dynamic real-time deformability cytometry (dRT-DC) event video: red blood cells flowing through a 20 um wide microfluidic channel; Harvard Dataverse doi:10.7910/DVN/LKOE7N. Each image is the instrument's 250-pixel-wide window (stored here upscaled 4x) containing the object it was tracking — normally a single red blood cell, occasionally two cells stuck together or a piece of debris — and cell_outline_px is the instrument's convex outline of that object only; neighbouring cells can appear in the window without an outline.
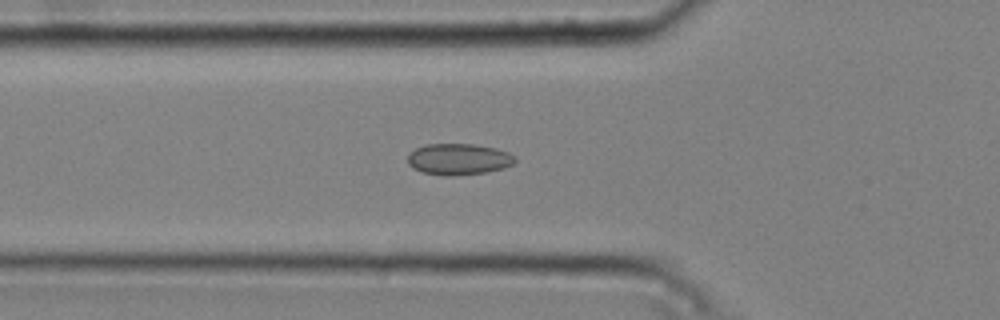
{"species": "common noctule bat (a hibernating species)", "species_latin": "Nyctalus noctula", "temperature_condition": "cold", "stored_images_in_passage": 51, "camera_frame_rate_fps": 3000, "um_per_image_px": 0.085, "animal": {"sex": "male", "body_mass_g": 20.4}, "frame": {"image": 1, "passage_image": 18, "time_ms": 5.667, "image_size_px": [1000, 320], "cell_outline_px": [[516, 160], [512, 164], [504, 168], [484, 172], [452, 176], [444, 176], [424, 172], [412, 168], [408, 164], [408, 156], [416, 148], [428, 144], [472, 144], [496, 148], [508, 152], [516, 156]], "centroid_in_image_um": [39.0, 13.53], "position_along_channel_um": 86.8, "area_um2": 19.48}}
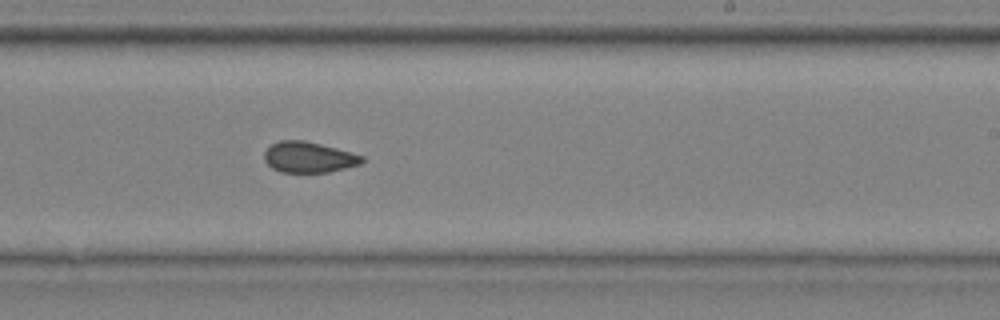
{"frame": {"image": 2, "passage_image": 32, "time_ms": 10.333, "image_size_px": [1000, 320], "cell_outline_px": [[364, 160], [360, 164], [328, 172], [280, 172], [272, 168], [264, 160], [264, 152], [272, 144], [280, 140], [304, 140], [352, 152], [364, 156]], "centroid_in_image_um": [26.23, 13.36], "position_along_channel_um": 262.8, "area_um2": 17.46}}
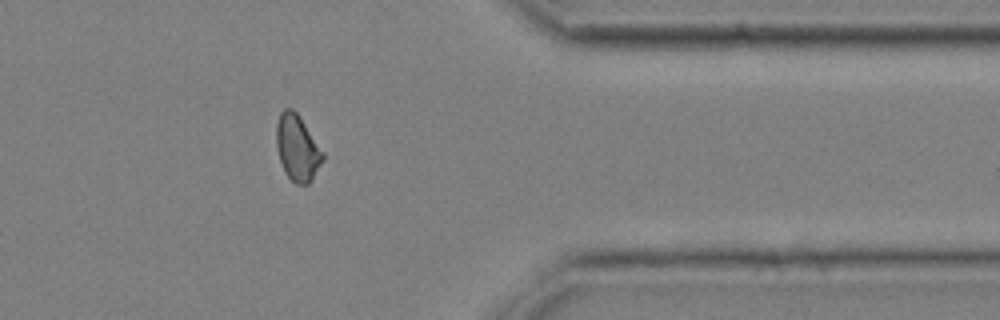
{"frame": {"image": 3, "passage_image": 43, "time_ms": 14.0, "image_size_px": [1000, 320], "cell_outline_px": [[324, 160], [312, 180], [308, 184], [296, 184], [284, 172], [276, 148], [276, 124], [280, 112], [284, 108], [292, 108], [300, 116], [324, 152]], "centroid_in_image_um": [25.28, 12.56], "position_along_channel_um": 386.1, "area_um2": 18.09}, "authors_computed_cell_mechanics": {"area_um2": 17.918, "velocity_mm_per_s": 3.7681, "shape_relaxation_time_tau1_ms": null, "shape_relaxation_time_tau2_ms": 2.6159, "deformation_change_tau1": null, "deformation_change_tau2": 0.0772}}